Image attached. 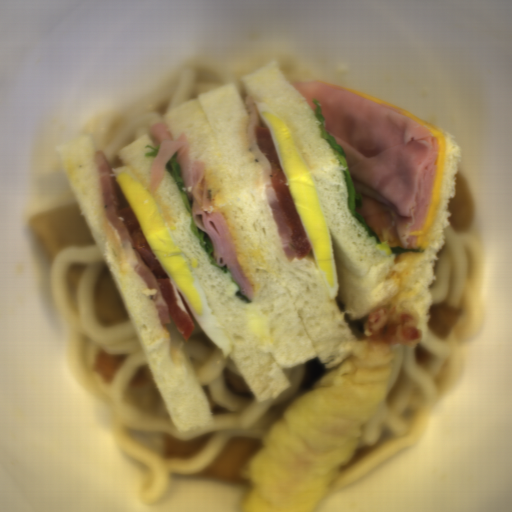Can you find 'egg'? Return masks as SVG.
Masks as SVG:
<instances>
[{
	"mask_svg": "<svg viewBox=\"0 0 512 512\" xmlns=\"http://www.w3.org/2000/svg\"><path fill=\"white\" fill-rule=\"evenodd\" d=\"M257 111L270 132L290 196L304 225L317 269L322 273L327 297L335 300L338 285L332 238L313 178L289 126L265 102H257Z\"/></svg>",
	"mask_w": 512,
	"mask_h": 512,
	"instance_id": "egg-2",
	"label": "egg"
},
{
	"mask_svg": "<svg viewBox=\"0 0 512 512\" xmlns=\"http://www.w3.org/2000/svg\"><path fill=\"white\" fill-rule=\"evenodd\" d=\"M134 214L144 236L162 268L182 293L192 315L223 352L224 359L233 351L227 332L212 315L206 296L186 258L174 240L153 196L130 165L111 170Z\"/></svg>",
	"mask_w": 512,
	"mask_h": 512,
	"instance_id": "egg-1",
	"label": "egg"
}]
</instances>
